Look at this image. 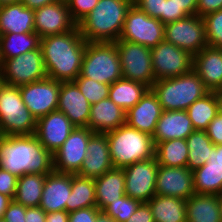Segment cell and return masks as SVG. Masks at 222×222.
Wrapping results in <instances>:
<instances>
[{"mask_svg": "<svg viewBox=\"0 0 222 222\" xmlns=\"http://www.w3.org/2000/svg\"><path fill=\"white\" fill-rule=\"evenodd\" d=\"M86 44L78 27L40 39L47 78L60 82L74 81L81 71Z\"/></svg>", "mask_w": 222, "mask_h": 222, "instance_id": "cell-1", "label": "cell"}, {"mask_svg": "<svg viewBox=\"0 0 222 222\" xmlns=\"http://www.w3.org/2000/svg\"><path fill=\"white\" fill-rule=\"evenodd\" d=\"M0 168L17 177L29 173L47 175L54 171L53 154L41 145L35 134L3 136Z\"/></svg>", "mask_w": 222, "mask_h": 222, "instance_id": "cell-2", "label": "cell"}, {"mask_svg": "<svg viewBox=\"0 0 222 222\" xmlns=\"http://www.w3.org/2000/svg\"><path fill=\"white\" fill-rule=\"evenodd\" d=\"M133 0H99L77 26L86 42H116Z\"/></svg>", "mask_w": 222, "mask_h": 222, "instance_id": "cell-3", "label": "cell"}, {"mask_svg": "<svg viewBox=\"0 0 222 222\" xmlns=\"http://www.w3.org/2000/svg\"><path fill=\"white\" fill-rule=\"evenodd\" d=\"M114 168L123 169L133 163L155 157L153 137L127 123L105 133Z\"/></svg>", "mask_w": 222, "mask_h": 222, "instance_id": "cell-4", "label": "cell"}, {"mask_svg": "<svg viewBox=\"0 0 222 222\" xmlns=\"http://www.w3.org/2000/svg\"><path fill=\"white\" fill-rule=\"evenodd\" d=\"M150 89L163 110L167 111L187 110L209 92L193 70L177 77L156 80Z\"/></svg>", "mask_w": 222, "mask_h": 222, "instance_id": "cell-5", "label": "cell"}, {"mask_svg": "<svg viewBox=\"0 0 222 222\" xmlns=\"http://www.w3.org/2000/svg\"><path fill=\"white\" fill-rule=\"evenodd\" d=\"M80 75L103 84L122 78V69L115 42H87Z\"/></svg>", "mask_w": 222, "mask_h": 222, "instance_id": "cell-6", "label": "cell"}, {"mask_svg": "<svg viewBox=\"0 0 222 222\" xmlns=\"http://www.w3.org/2000/svg\"><path fill=\"white\" fill-rule=\"evenodd\" d=\"M36 123L37 119L22 100L20 87L3 83L0 87V130L3 136L35 134Z\"/></svg>", "mask_w": 222, "mask_h": 222, "instance_id": "cell-7", "label": "cell"}, {"mask_svg": "<svg viewBox=\"0 0 222 222\" xmlns=\"http://www.w3.org/2000/svg\"><path fill=\"white\" fill-rule=\"evenodd\" d=\"M0 76L10 86H23L47 78L40 47L2 61Z\"/></svg>", "mask_w": 222, "mask_h": 222, "instance_id": "cell-8", "label": "cell"}, {"mask_svg": "<svg viewBox=\"0 0 222 222\" xmlns=\"http://www.w3.org/2000/svg\"><path fill=\"white\" fill-rule=\"evenodd\" d=\"M118 49L122 78L140 82L151 88L155 83L152 69L151 48L118 39Z\"/></svg>", "mask_w": 222, "mask_h": 222, "instance_id": "cell-9", "label": "cell"}, {"mask_svg": "<svg viewBox=\"0 0 222 222\" xmlns=\"http://www.w3.org/2000/svg\"><path fill=\"white\" fill-rule=\"evenodd\" d=\"M164 31L165 25L159 19L148 16L132 5L119 39L153 48L164 41Z\"/></svg>", "mask_w": 222, "mask_h": 222, "instance_id": "cell-10", "label": "cell"}, {"mask_svg": "<svg viewBox=\"0 0 222 222\" xmlns=\"http://www.w3.org/2000/svg\"><path fill=\"white\" fill-rule=\"evenodd\" d=\"M164 40L194 56L208 46L203 17L196 14L166 24Z\"/></svg>", "mask_w": 222, "mask_h": 222, "instance_id": "cell-11", "label": "cell"}, {"mask_svg": "<svg viewBox=\"0 0 222 222\" xmlns=\"http://www.w3.org/2000/svg\"><path fill=\"white\" fill-rule=\"evenodd\" d=\"M151 59L155 80L177 77L192 70L193 56L165 40L151 48Z\"/></svg>", "mask_w": 222, "mask_h": 222, "instance_id": "cell-12", "label": "cell"}, {"mask_svg": "<svg viewBox=\"0 0 222 222\" xmlns=\"http://www.w3.org/2000/svg\"><path fill=\"white\" fill-rule=\"evenodd\" d=\"M94 134L88 127H75L67 140L53 154L54 171L78 174L87 155V145Z\"/></svg>", "mask_w": 222, "mask_h": 222, "instance_id": "cell-13", "label": "cell"}, {"mask_svg": "<svg viewBox=\"0 0 222 222\" xmlns=\"http://www.w3.org/2000/svg\"><path fill=\"white\" fill-rule=\"evenodd\" d=\"M156 157L133 163L125 168V194L132 199L148 202L156 195L158 172Z\"/></svg>", "mask_w": 222, "mask_h": 222, "instance_id": "cell-14", "label": "cell"}, {"mask_svg": "<svg viewBox=\"0 0 222 222\" xmlns=\"http://www.w3.org/2000/svg\"><path fill=\"white\" fill-rule=\"evenodd\" d=\"M59 91L60 81L50 78L20 86L22 100L36 119L57 110Z\"/></svg>", "mask_w": 222, "mask_h": 222, "instance_id": "cell-15", "label": "cell"}, {"mask_svg": "<svg viewBox=\"0 0 222 222\" xmlns=\"http://www.w3.org/2000/svg\"><path fill=\"white\" fill-rule=\"evenodd\" d=\"M67 3L56 1L34 10V30L40 39L76 29Z\"/></svg>", "mask_w": 222, "mask_h": 222, "instance_id": "cell-16", "label": "cell"}, {"mask_svg": "<svg viewBox=\"0 0 222 222\" xmlns=\"http://www.w3.org/2000/svg\"><path fill=\"white\" fill-rule=\"evenodd\" d=\"M76 126L58 110L37 119L35 135L41 145L54 154Z\"/></svg>", "mask_w": 222, "mask_h": 222, "instance_id": "cell-17", "label": "cell"}, {"mask_svg": "<svg viewBox=\"0 0 222 222\" xmlns=\"http://www.w3.org/2000/svg\"><path fill=\"white\" fill-rule=\"evenodd\" d=\"M156 195L187 200L195 193L193 171L187 167L158 166L155 183Z\"/></svg>", "mask_w": 222, "mask_h": 222, "instance_id": "cell-18", "label": "cell"}, {"mask_svg": "<svg viewBox=\"0 0 222 222\" xmlns=\"http://www.w3.org/2000/svg\"><path fill=\"white\" fill-rule=\"evenodd\" d=\"M91 104L73 82H60L57 110L76 127H88Z\"/></svg>", "mask_w": 222, "mask_h": 222, "instance_id": "cell-19", "label": "cell"}, {"mask_svg": "<svg viewBox=\"0 0 222 222\" xmlns=\"http://www.w3.org/2000/svg\"><path fill=\"white\" fill-rule=\"evenodd\" d=\"M113 168L106 134L94 133L89 139L87 155L78 175L95 179Z\"/></svg>", "mask_w": 222, "mask_h": 222, "instance_id": "cell-20", "label": "cell"}, {"mask_svg": "<svg viewBox=\"0 0 222 222\" xmlns=\"http://www.w3.org/2000/svg\"><path fill=\"white\" fill-rule=\"evenodd\" d=\"M72 174L51 172L46 175L39 207L46 213L65 211L69 203Z\"/></svg>", "mask_w": 222, "mask_h": 222, "instance_id": "cell-21", "label": "cell"}, {"mask_svg": "<svg viewBox=\"0 0 222 222\" xmlns=\"http://www.w3.org/2000/svg\"><path fill=\"white\" fill-rule=\"evenodd\" d=\"M162 112L163 108L157 96L149 89L141 100L126 112V123L130 127L153 136Z\"/></svg>", "mask_w": 222, "mask_h": 222, "instance_id": "cell-22", "label": "cell"}, {"mask_svg": "<svg viewBox=\"0 0 222 222\" xmlns=\"http://www.w3.org/2000/svg\"><path fill=\"white\" fill-rule=\"evenodd\" d=\"M192 70L209 92H215L222 82V48L204 47L193 56Z\"/></svg>", "mask_w": 222, "mask_h": 222, "instance_id": "cell-23", "label": "cell"}, {"mask_svg": "<svg viewBox=\"0 0 222 222\" xmlns=\"http://www.w3.org/2000/svg\"><path fill=\"white\" fill-rule=\"evenodd\" d=\"M194 130L186 110H163L152 136L153 142L156 145L166 140L186 139Z\"/></svg>", "mask_w": 222, "mask_h": 222, "instance_id": "cell-24", "label": "cell"}, {"mask_svg": "<svg viewBox=\"0 0 222 222\" xmlns=\"http://www.w3.org/2000/svg\"><path fill=\"white\" fill-rule=\"evenodd\" d=\"M126 123V111L109 98L91 105L88 128L94 133H107Z\"/></svg>", "mask_w": 222, "mask_h": 222, "instance_id": "cell-25", "label": "cell"}, {"mask_svg": "<svg viewBox=\"0 0 222 222\" xmlns=\"http://www.w3.org/2000/svg\"><path fill=\"white\" fill-rule=\"evenodd\" d=\"M33 32H35L33 9L21 2L0 6V35Z\"/></svg>", "mask_w": 222, "mask_h": 222, "instance_id": "cell-26", "label": "cell"}, {"mask_svg": "<svg viewBox=\"0 0 222 222\" xmlns=\"http://www.w3.org/2000/svg\"><path fill=\"white\" fill-rule=\"evenodd\" d=\"M97 208L103 211L111 202L125 194L124 170L113 168L94 179Z\"/></svg>", "mask_w": 222, "mask_h": 222, "instance_id": "cell-27", "label": "cell"}, {"mask_svg": "<svg viewBox=\"0 0 222 222\" xmlns=\"http://www.w3.org/2000/svg\"><path fill=\"white\" fill-rule=\"evenodd\" d=\"M187 222H221L219 195L194 193L186 200Z\"/></svg>", "mask_w": 222, "mask_h": 222, "instance_id": "cell-28", "label": "cell"}, {"mask_svg": "<svg viewBox=\"0 0 222 222\" xmlns=\"http://www.w3.org/2000/svg\"><path fill=\"white\" fill-rule=\"evenodd\" d=\"M147 203L154 222H187L185 199L155 195Z\"/></svg>", "mask_w": 222, "mask_h": 222, "instance_id": "cell-29", "label": "cell"}, {"mask_svg": "<svg viewBox=\"0 0 222 222\" xmlns=\"http://www.w3.org/2000/svg\"><path fill=\"white\" fill-rule=\"evenodd\" d=\"M149 89L143 83L121 78L110 85L109 99L127 112Z\"/></svg>", "mask_w": 222, "mask_h": 222, "instance_id": "cell-30", "label": "cell"}, {"mask_svg": "<svg viewBox=\"0 0 222 222\" xmlns=\"http://www.w3.org/2000/svg\"><path fill=\"white\" fill-rule=\"evenodd\" d=\"M40 47V36L36 33H8L0 35L1 61L11 59Z\"/></svg>", "mask_w": 222, "mask_h": 222, "instance_id": "cell-31", "label": "cell"}, {"mask_svg": "<svg viewBox=\"0 0 222 222\" xmlns=\"http://www.w3.org/2000/svg\"><path fill=\"white\" fill-rule=\"evenodd\" d=\"M87 207H97L94 179L72 174L71 194L65 211L70 213Z\"/></svg>", "mask_w": 222, "mask_h": 222, "instance_id": "cell-32", "label": "cell"}, {"mask_svg": "<svg viewBox=\"0 0 222 222\" xmlns=\"http://www.w3.org/2000/svg\"><path fill=\"white\" fill-rule=\"evenodd\" d=\"M188 155L186 139L166 140L155 145V157L158 165L187 167Z\"/></svg>", "mask_w": 222, "mask_h": 222, "instance_id": "cell-33", "label": "cell"}, {"mask_svg": "<svg viewBox=\"0 0 222 222\" xmlns=\"http://www.w3.org/2000/svg\"><path fill=\"white\" fill-rule=\"evenodd\" d=\"M45 179L46 175L30 173L18 177L14 200L25 207H38Z\"/></svg>", "mask_w": 222, "mask_h": 222, "instance_id": "cell-34", "label": "cell"}, {"mask_svg": "<svg viewBox=\"0 0 222 222\" xmlns=\"http://www.w3.org/2000/svg\"><path fill=\"white\" fill-rule=\"evenodd\" d=\"M186 142L189 151L187 168L194 171L208 162L215 145L208 138L206 130H194Z\"/></svg>", "mask_w": 222, "mask_h": 222, "instance_id": "cell-35", "label": "cell"}, {"mask_svg": "<svg viewBox=\"0 0 222 222\" xmlns=\"http://www.w3.org/2000/svg\"><path fill=\"white\" fill-rule=\"evenodd\" d=\"M186 111L195 130H206L209 123L218 114L216 93L208 92L193 102Z\"/></svg>", "mask_w": 222, "mask_h": 222, "instance_id": "cell-36", "label": "cell"}, {"mask_svg": "<svg viewBox=\"0 0 222 222\" xmlns=\"http://www.w3.org/2000/svg\"><path fill=\"white\" fill-rule=\"evenodd\" d=\"M196 194L222 195V166L206 165L193 171Z\"/></svg>", "mask_w": 222, "mask_h": 222, "instance_id": "cell-37", "label": "cell"}, {"mask_svg": "<svg viewBox=\"0 0 222 222\" xmlns=\"http://www.w3.org/2000/svg\"><path fill=\"white\" fill-rule=\"evenodd\" d=\"M73 82L91 105L109 98L110 84H103L93 79L82 77L80 74Z\"/></svg>", "mask_w": 222, "mask_h": 222, "instance_id": "cell-38", "label": "cell"}, {"mask_svg": "<svg viewBox=\"0 0 222 222\" xmlns=\"http://www.w3.org/2000/svg\"><path fill=\"white\" fill-rule=\"evenodd\" d=\"M142 202L124 195L115 202H111L103 211L116 220V222H126L138 209Z\"/></svg>", "mask_w": 222, "mask_h": 222, "instance_id": "cell-39", "label": "cell"}, {"mask_svg": "<svg viewBox=\"0 0 222 222\" xmlns=\"http://www.w3.org/2000/svg\"><path fill=\"white\" fill-rule=\"evenodd\" d=\"M203 20L208 46L222 48V10L206 14Z\"/></svg>", "mask_w": 222, "mask_h": 222, "instance_id": "cell-40", "label": "cell"}, {"mask_svg": "<svg viewBox=\"0 0 222 222\" xmlns=\"http://www.w3.org/2000/svg\"><path fill=\"white\" fill-rule=\"evenodd\" d=\"M99 0H67L72 19L78 24L97 5Z\"/></svg>", "mask_w": 222, "mask_h": 222, "instance_id": "cell-41", "label": "cell"}, {"mask_svg": "<svg viewBox=\"0 0 222 222\" xmlns=\"http://www.w3.org/2000/svg\"><path fill=\"white\" fill-rule=\"evenodd\" d=\"M133 5L148 16L157 18L163 23L164 0H133Z\"/></svg>", "mask_w": 222, "mask_h": 222, "instance_id": "cell-42", "label": "cell"}, {"mask_svg": "<svg viewBox=\"0 0 222 222\" xmlns=\"http://www.w3.org/2000/svg\"><path fill=\"white\" fill-rule=\"evenodd\" d=\"M18 177L0 168V193L14 200Z\"/></svg>", "mask_w": 222, "mask_h": 222, "instance_id": "cell-43", "label": "cell"}, {"mask_svg": "<svg viewBox=\"0 0 222 222\" xmlns=\"http://www.w3.org/2000/svg\"><path fill=\"white\" fill-rule=\"evenodd\" d=\"M189 15L182 9L178 8L172 0H164L163 7V24L166 25L168 23L184 19Z\"/></svg>", "mask_w": 222, "mask_h": 222, "instance_id": "cell-44", "label": "cell"}, {"mask_svg": "<svg viewBox=\"0 0 222 222\" xmlns=\"http://www.w3.org/2000/svg\"><path fill=\"white\" fill-rule=\"evenodd\" d=\"M26 208L15 200H12L2 218L5 222H25Z\"/></svg>", "mask_w": 222, "mask_h": 222, "instance_id": "cell-45", "label": "cell"}, {"mask_svg": "<svg viewBox=\"0 0 222 222\" xmlns=\"http://www.w3.org/2000/svg\"><path fill=\"white\" fill-rule=\"evenodd\" d=\"M99 212L97 207L81 208L69 213L68 222H95Z\"/></svg>", "mask_w": 222, "mask_h": 222, "instance_id": "cell-46", "label": "cell"}, {"mask_svg": "<svg viewBox=\"0 0 222 222\" xmlns=\"http://www.w3.org/2000/svg\"><path fill=\"white\" fill-rule=\"evenodd\" d=\"M208 138L214 145H222V115L217 114L206 129Z\"/></svg>", "mask_w": 222, "mask_h": 222, "instance_id": "cell-47", "label": "cell"}, {"mask_svg": "<svg viewBox=\"0 0 222 222\" xmlns=\"http://www.w3.org/2000/svg\"><path fill=\"white\" fill-rule=\"evenodd\" d=\"M222 10V0H198L196 14L204 17L206 14Z\"/></svg>", "mask_w": 222, "mask_h": 222, "instance_id": "cell-48", "label": "cell"}, {"mask_svg": "<svg viewBox=\"0 0 222 222\" xmlns=\"http://www.w3.org/2000/svg\"><path fill=\"white\" fill-rule=\"evenodd\" d=\"M126 222H154L149 204L142 202Z\"/></svg>", "mask_w": 222, "mask_h": 222, "instance_id": "cell-49", "label": "cell"}, {"mask_svg": "<svg viewBox=\"0 0 222 222\" xmlns=\"http://www.w3.org/2000/svg\"><path fill=\"white\" fill-rule=\"evenodd\" d=\"M25 222H46V212L38 207H27Z\"/></svg>", "mask_w": 222, "mask_h": 222, "instance_id": "cell-50", "label": "cell"}, {"mask_svg": "<svg viewBox=\"0 0 222 222\" xmlns=\"http://www.w3.org/2000/svg\"><path fill=\"white\" fill-rule=\"evenodd\" d=\"M178 7L182 8L189 16L196 15L198 0H172Z\"/></svg>", "mask_w": 222, "mask_h": 222, "instance_id": "cell-51", "label": "cell"}, {"mask_svg": "<svg viewBox=\"0 0 222 222\" xmlns=\"http://www.w3.org/2000/svg\"><path fill=\"white\" fill-rule=\"evenodd\" d=\"M206 165L222 166V145H215L212 148L211 156L209 157Z\"/></svg>", "mask_w": 222, "mask_h": 222, "instance_id": "cell-52", "label": "cell"}, {"mask_svg": "<svg viewBox=\"0 0 222 222\" xmlns=\"http://www.w3.org/2000/svg\"><path fill=\"white\" fill-rule=\"evenodd\" d=\"M69 213L67 211H56L46 213V222H68Z\"/></svg>", "mask_w": 222, "mask_h": 222, "instance_id": "cell-53", "label": "cell"}, {"mask_svg": "<svg viewBox=\"0 0 222 222\" xmlns=\"http://www.w3.org/2000/svg\"><path fill=\"white\" fill-rule=\"evenodd\" d=\"M56 1L58 0H21V3L28 8L35 10L45 5L55 3Z\"/></svg>", "mask_w": 222, "mask_h": 222, "instance_id": "cell-54", "label": "cell"}, {"mask_svg": "<svg viewBox=\"0 0 222 222\" xmlns=\"http://www.w3.org/2000/svg\"><path fill=\"white\" fill-rule=\"evenodd\" d=\"M12 199L0 193V218L3 217L5 210L8 208Z\"/></svg>", "mask_w": 222, "mask_h": 222, "instance_id": "cell-55", "label": "cell"}, {"mask_svg": "<svg viewBox=\"0 0 222 222\" xmlns=\"http://www.w3.org/2000/svg\"><path fill=\"white\" fill-rule=\"evenodd\" d=\"M95 222H116V220L107 215L104 211H100L97 214Z\"/></svg>", "mask_w": 222, "mask_h": 222, "instance_id": "cell-56", "label": "cell"}, {"mask_svg": "<svg viewBox=\"0 0 222 222\" xmlns=\"http://www.w3.org/2000/svg\"><path fill=\"white\" fill-rule=\"evenodd\" d=\"M216 100L218 104V113L222 115V93H216Z\"/></svg>", "mask_w": 222, "mask_h": 222, "instance_id": "cell-57", "label": "cell"}, {"mask_svg": "<svg viewBox=\"0 0 222 222\" xmlns=\"http://www.w3.org/2000/svg\"><path fill=\"white\" fill-rule=\"evenodd\" d=\"M20 2L21 0H0V6L7 5V4H16Z\"/></svg>", "mask_w": 222, "mask_h": 222, "instance_id": "cell-58", "label": "cell"}, {"mask_svg": "<svg viewBox=\"0 0 222 222\" xmlns=\"http://www.w3.org/2000/svg\"><path fill=\"white\" fill-rule=\"evenodd\" d=\"M219 213H220V220L222 222V195H219Z\"/></svg>", "mask_w": 222, "mask_h": 222, "instance_id": "cell-59", "label": "cell"}, {"mask_svg": "<svg viewBox=\"0 0 222 222\" xmlns=\"http://www.w3.org/2000/svg\"><path fill=\"white\" fill-rule=\"evenodd\" d=\"M215 93H222V82H221L219 88L215 91Z\"/></svg>", "mask_w": 222, "mask_h": 222, "instance_id": "cell-60", "label": "cell"}, {"mask_svg": "<svg viewBox=\"0 0 222 222\" xmlns=\"http://www.w3.org/2000/svg\"><path fill=\"white\" fill-rule=\"evenodd\" d=\"M3 83H4V82H3V80H2V78H1V76H0V87L2 86Z\"/></svg>", "mask_w": 222, "mask_h": 222, "instance_id": "cell-61", "label": "cell"}, {"mask_svg": "<svg viewBox=\"0 0 222 222\" xmlns=\"http://www.w3.org/2000/svg\"><path fill=\"white\" fill-rule=\"evenodd\" d=\"M2 137H3V133H2V131L0 130V140L2 139Z\"/></svg>", "mask_w": 222, "mask_h": 222, "instance_id": "cell-62", "label": "cell"}, {"mask_svg": "<svg viewBox=\"0 0 222 222\" xmlns=\"http://www.w3.org/2000/svg\"><path fill=\"white\" fill-rule=\"evenodd\" d=\"M0 222H5V220L3 218H0Z\"/></svg>", "mask_w": 222, "mask_h": 222, "instance_id": "cell-63", "label": "cell"}]
</instances>
